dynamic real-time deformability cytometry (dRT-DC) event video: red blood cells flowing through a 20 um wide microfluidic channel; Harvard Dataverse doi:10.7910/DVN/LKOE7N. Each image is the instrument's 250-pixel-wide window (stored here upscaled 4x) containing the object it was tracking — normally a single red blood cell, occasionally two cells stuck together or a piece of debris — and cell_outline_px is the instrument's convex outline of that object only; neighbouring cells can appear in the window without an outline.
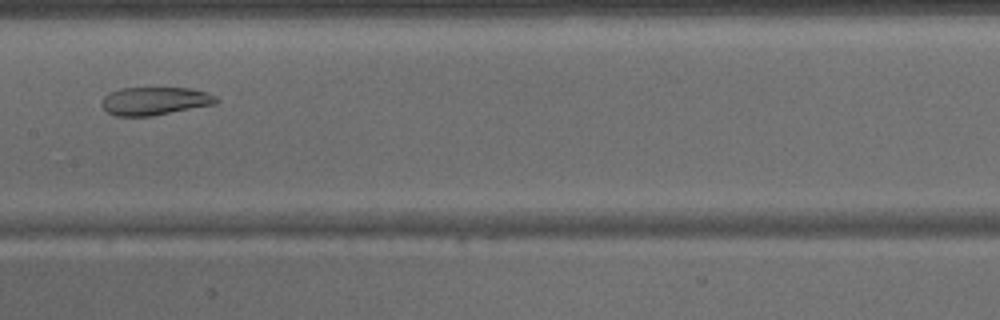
{"species": "common noctule bat (a hibernating species)", "species_latin": "Nyctalus noctula", "temperature_condition": "warm", "stored_images_in_passage": 38, "camera_frame_rate_fps": 3000, "um_per_image_px": 0.085, "animal": {"sex": "male", "body_mass_g": 15.6}, "frame": {"image": 1, "passage_image": 16, "time_ms": 5.0, "image_size_px": [1000, 320], "cell_outline_px": [[220, 100], [216, 104], [152, 116], [112, 116], [100, 104], [104, 96], [120, 88], [192, 88], [216, 96]], "centroid_in_image_um": [13.16, 8.59], "position_along_channel_um": 194.2, "area_um2": 18.79}}
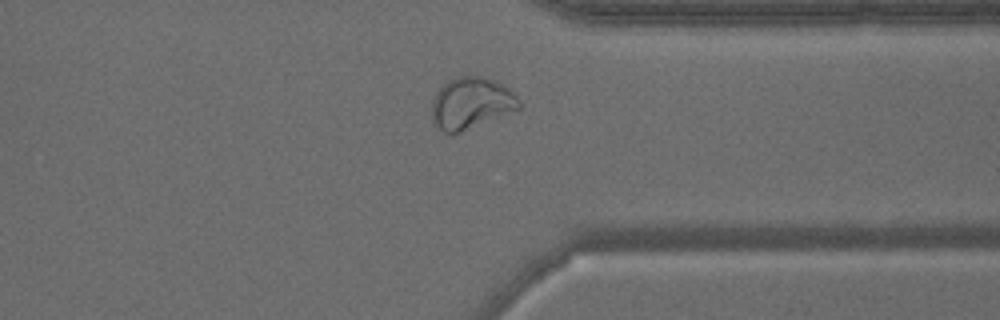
{"frame": {"image": 2, "passage_image": 28, "time_ms": 9.0, "image_size_px": [1000, 320], "cell_outline_px": [[520, 108], [460, 132], [444, 132], [432, 120], [432, 100], [436, 92], [448, 80], [460, 76], [480, 76], [492, 80], [508, 88], [520, 100]], "centroid_in_image_um": [40.03, 8.75], "position_along_channel_um": 371.4, "area_um2": 25.61}}
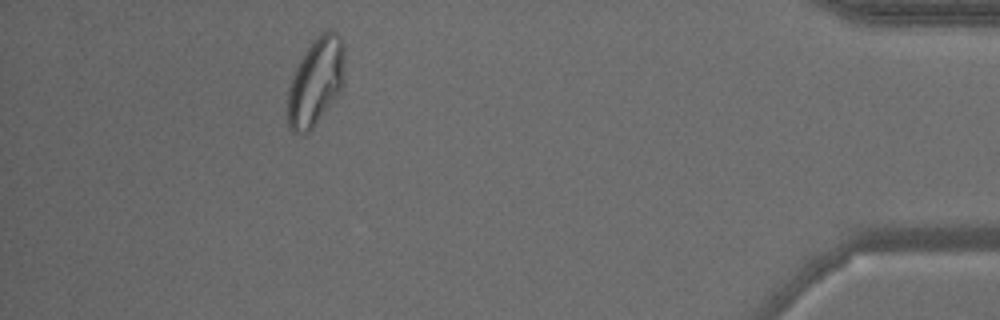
{"frame": {"image": 3, "passage_image": 34, "time_ms": 11.0, "image_size_px": [1000, 320], "cell_outline_px": [[344, 84], [312, 128], [308, 132], [292, 132], [288, 128], [288, 88], [292, 76], [304, 52], [312, 40], [316, 36], [328, 28], [336, 32], [340, 36], [344, 44]], "centroid_in_image_um": [26.84, 6.88], "position_along_channel_um": 408.4, "area_um2": 28.96}}